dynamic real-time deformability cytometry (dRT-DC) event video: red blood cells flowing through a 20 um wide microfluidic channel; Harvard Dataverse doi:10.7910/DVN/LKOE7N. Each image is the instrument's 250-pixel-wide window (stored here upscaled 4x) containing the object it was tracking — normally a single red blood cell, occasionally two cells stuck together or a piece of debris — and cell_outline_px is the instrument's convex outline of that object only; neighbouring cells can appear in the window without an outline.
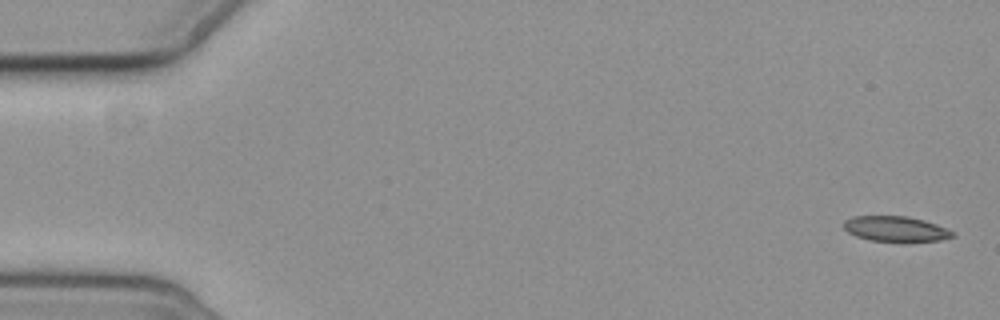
{"species": "common noctule bat (a hibernating species)", "species_latin": "Nyctalus noctula", "temperature_condition": "cold", "stored_images_in_passage": 5, "camera_frame_rate_fps": 3000, "um_per_image_px": 0.085, "animal": {"sex": "female", "body_mass_g": 19.3, "forearm_length_mm": 54.1}, "frame": {"image": 1, "passage_image": 1, "time_ms": 0.0, "image_size_px": [1000, 320], "cell_outline_px": [[956, 236], [940, 240], [904, 244], [872, 240], [856, 236], [848, 232], [844, 228], [844, 220], [852, 216], [908, 216], [924, 220], [936, 224], [956, 232]], "centroid_in_image_um": [76.19, 19.49], "position_along_channel_um": 8.8, "area_um2": 16.7}}
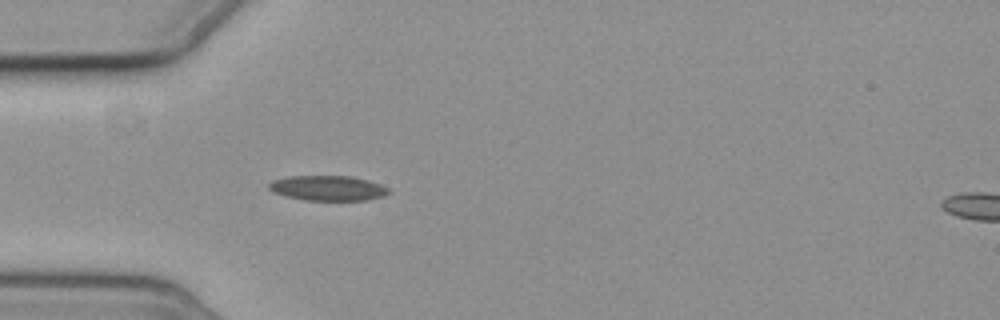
{"frame": {"image": 2, "passage_image": 5, "time_ms": 5.333, "image_size_px": [1000, 320], "cell_outline_px": [[392, 192], [384, 196], [368, 200], [304, 200], [288, 196], [276, 192], [268, 188], [268, 184], [272, 180], [288, 176], [352, 176], [368, 180], [380, 184], [388, 188]], "centroid_in_image_um": [27.91, 15.98], "position_along_channel_um": 57.1, "area_um2": 17.46}}